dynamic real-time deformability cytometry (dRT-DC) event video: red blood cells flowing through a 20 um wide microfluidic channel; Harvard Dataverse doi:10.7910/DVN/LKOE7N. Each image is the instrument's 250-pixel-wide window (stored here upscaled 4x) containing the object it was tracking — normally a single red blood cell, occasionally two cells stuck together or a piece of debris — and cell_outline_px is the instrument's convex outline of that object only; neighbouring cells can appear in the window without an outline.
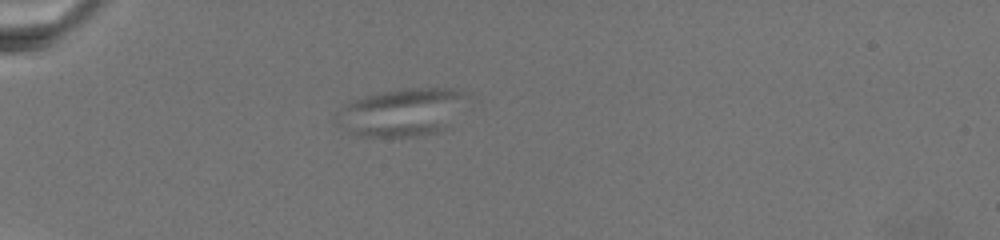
{"species": "common noctule bat (a hibernating species)", "species_latin": "Nyctalus noctula", "temperature_condition": "warm", "stored_images_in_passage": 11, "camera_frame_rate_fps": 3000, "um_per_image_px": 0.085, "animal": {"sex": "female", "body_mass_g": 19.5, "forearm_length_mm": 54.1}, "frame": {"image": 1, "passage_image": 1, "time_ms": 0.0, "image_size_px": [1000, 240], "cell_outline_px": [[456, 92], [436, 132], [416, 136], [360, 136], [336, 124], [336, 112], [352, 100], [364, 96], [380, 92], [404, 88], [448, 88]], "centroid_in_image_um": [33.71, 9.55], "position_along_channel_um": 51.3, "area_um2": 32.71}}
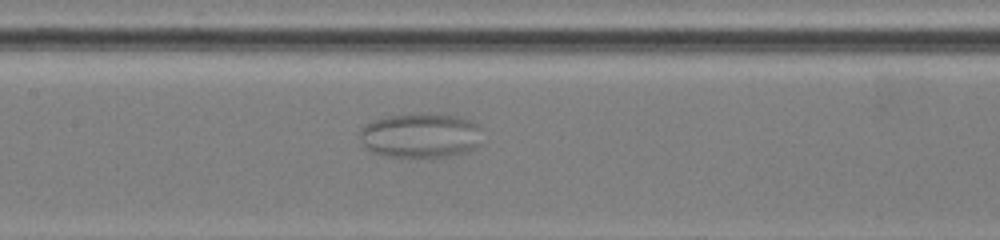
{"frame": {"image": 2, "passage_image": 7, "time_ms": 5.667, "image_size_px": [1000, 240], "cell_outline_px": [[480, 128], [476, 144], [468, 152], [444, 156], [388, 156], [372, 152], [364, 148], [360, 132], [372, 120], [384, 116], [424, 112], [452, 116], [468, 120], [476, 124]], "centroid_in_image_um": [35.68, 11.49], "position_along_channel_um": 171.7, "area_um2": 31.33}}
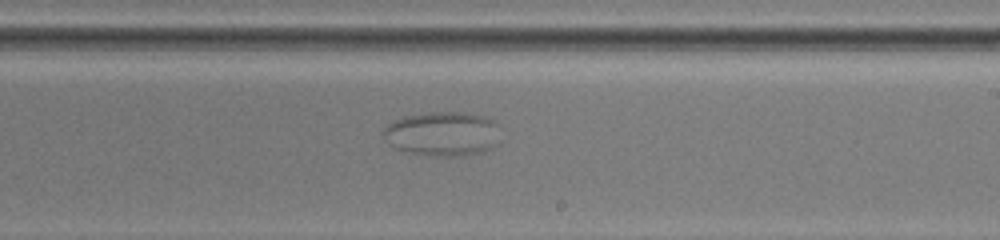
{"frame": {"image": 3, "passage_image": 11, "time_ms": 8.667, "image_size_px": [1000, 240], "cell_outline_px": [[500, 144], [492, 148], [464, 156], [428, 156], [392, 148], [388, 144], [384, 136], [384, 128], [388, 124], [396, 120], [408, 116], [428, 112], [464, 112], [484, 116], [496, 120]], "centroid_in_image_um": [37.65, 11.38], "position_along_channel_um": 251.3, "area_um2": 30.52}}